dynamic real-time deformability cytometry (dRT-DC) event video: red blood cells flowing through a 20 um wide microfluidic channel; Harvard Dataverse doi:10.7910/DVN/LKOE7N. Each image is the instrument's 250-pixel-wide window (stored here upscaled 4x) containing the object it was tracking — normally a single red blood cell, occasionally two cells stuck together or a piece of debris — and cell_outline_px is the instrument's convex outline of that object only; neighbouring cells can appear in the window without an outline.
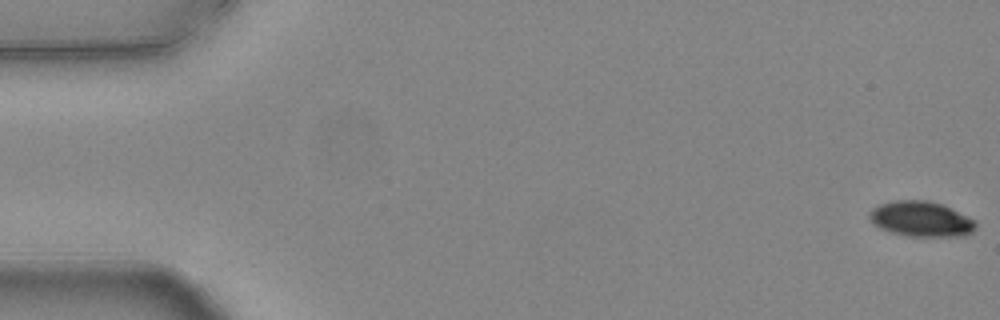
{"species": "common noctule bat (a hibernating species)", "species_latin": "Nyctalus noctula", "temperature_condition": "warm", "stored_images_in_passage": 55, "camera_frame_rate_fps": 3000, "um_per_image_px": 0.085, "animal": {"sex": "female", "body_mass_g": 24.6, "forearm_length_mm": 56.2}, "frame": {"image": 1, "passage_image": 1, "time_ms": 0.0, "image_size_px": [1000, 320], "cell_outline_px": [[976, 228], [972, 232], [964, 236], [908, 236], [892, 232], [880, 228], [868, 216], [868, 212], [872, 208], [880, 204], [896, 200], [928, 200], [944, 204], [976, 220]], "centroid_in_image_um": [78.33, 18.6], "position_along_channel_um": 6.7, "area_um2": 21.96}}
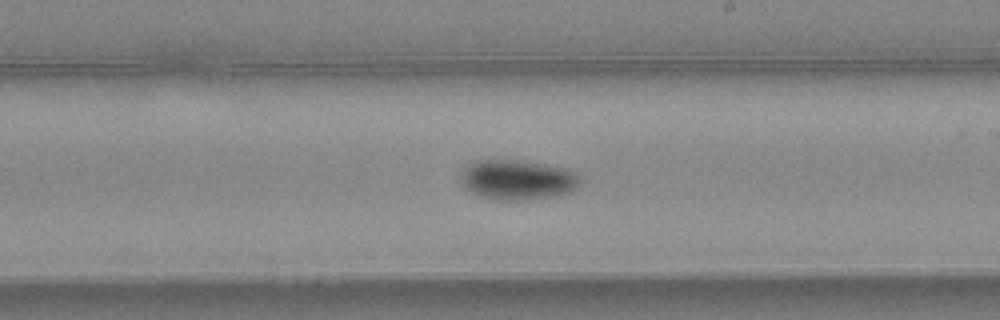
{"frame": {"image": 2, "passage_image": 32, "time_ms": 10.333, "image_size_px": [1000, 320], "cell_outline_px": [[580, 184], [572, 192], [552, 196], [524, 200], [492, 200], [480, 196], [464, 188], [464, 168], [468, 164], [476, 160], [520, 160], [568, 168], [576, 172], [580, 176]], "centroid_in_image_um": [44.05, 15.28], "position_along_channel_um": 245.0, "area_um2": 27.8}}
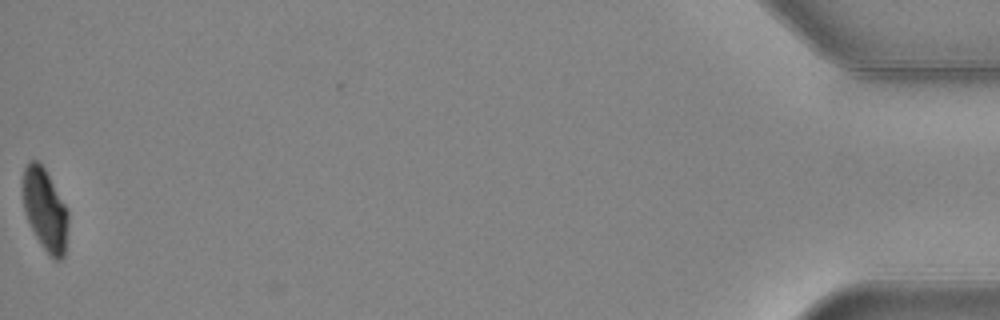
{"frame": {"image": 3, "passage_image": 55, "time_ms": 18.0, "image_size_px": [1000, 320], "cell_outline_px": [[68, 224], [64, 256], [60, 260], [56, 260], [40, 244], [24, 212], [24, 168], [28, 160], [40, 160], [68, 208]], "centroid_in_image_um": [3.85, 17.79], "position_along_channel_um": 431.3, "area_um2": 21.56}, "authors_computed_cell_mechanics": {"area_um2": 24.565, "velocity_mm_per_s": 3.7887, "shape_relaxation_time_tau1_ms": 3.3902, "shape_relaxation_time_tau2_ms": null, "deformation_change_tau1": 0.124, "deformation_change_tau2": null}}